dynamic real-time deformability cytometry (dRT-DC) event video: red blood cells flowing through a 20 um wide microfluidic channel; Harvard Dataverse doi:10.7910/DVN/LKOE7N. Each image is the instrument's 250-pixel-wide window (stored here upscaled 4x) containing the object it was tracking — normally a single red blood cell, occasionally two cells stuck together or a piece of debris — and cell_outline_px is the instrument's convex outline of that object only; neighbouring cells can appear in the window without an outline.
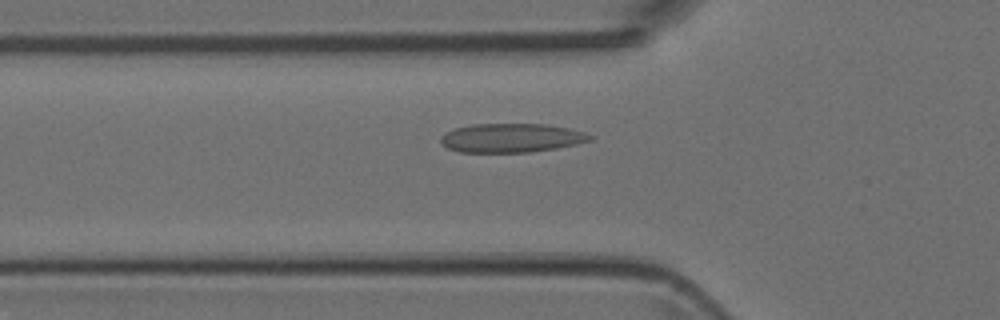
{"species": "Egyptian fruit bat (a non-hibernating species)", "species_latin": "Rousettus aegyptiacus", "temperature_condition": "room temperature", "stored_images_in_passage": 51, "camera_frame_rate_fps": 3000, "um_per_image_px": 0.085, "animal": {"sex": "female"}, "frame": {"image": 1, "passage_image": 17, "time_ms": 5.333, "image_size_px": [1000, 320], "cell_outline_px": [[596, 136], [592, 140], [576, 144], [556, 148], [528, 152], [460, 152], [448, 148], [440, 140], [440, 136], [456, 128], [472, 124], [544, 124], [568, 128], [584, 132]], "centroid_in_image_um": [43.5, 11.72], "position_along_channel_um": 82.3, "area_um2": 25.03}}
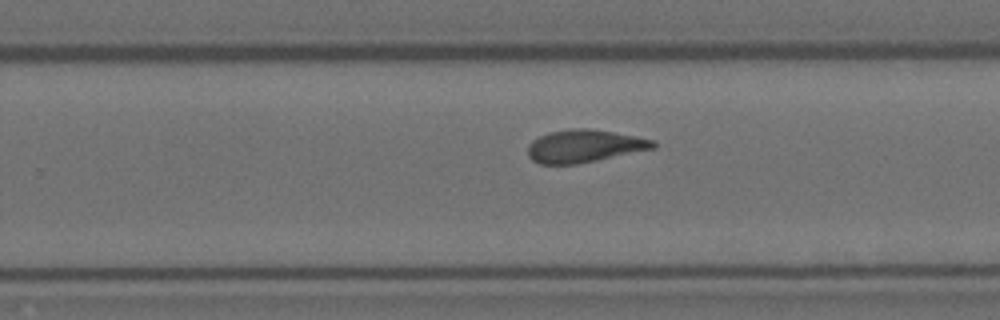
{"frame": {"image": 2, "passage_image": 32, "time_ms": 10.333, "image_size_px": [1000, 320], "cell_outline_px": [[656, 144], [652, 148], [596, 160], [576, 164], [540, 164], [532, 160], [528, 156], [528, 144], [532, 140], [548, 132], [572, 128], [588, 128], [616, 132], [636, 136], [652, 140]], "centroid_in_image_um": [49.6, 12.4], "position_along_channel_um": 280.2, "area_um2": 23.64}}
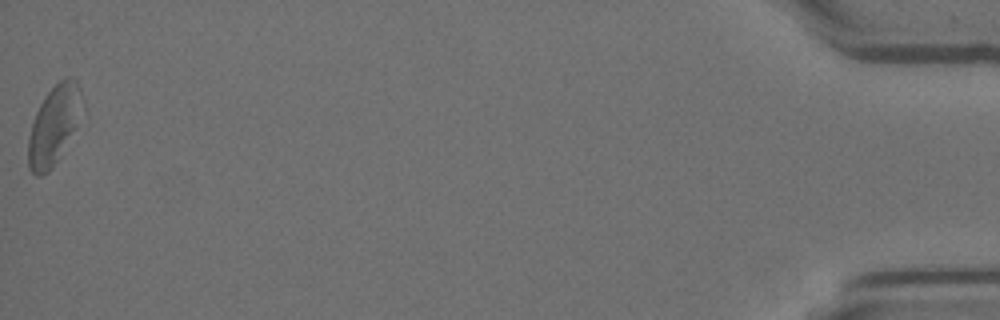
{"frame": {"image": 3, "passage_image": 51, "time_ms": 16.667, "image_size_px": [1000, 320], "cell_outline_px": [[84, 108], [56, 160], [48, 172], [40, 176], [36, 176], [28, 168], [28, 140], [32, 124], [36, 112], [44, 96], [60, 80], [68, 76], [72, 76], [76, 80], [80, 88], [84, 104]], "centroid_in_image_um": [4.57, 10.58], "position_along_channel_um": 430.6, "area_um2": 24.22}}